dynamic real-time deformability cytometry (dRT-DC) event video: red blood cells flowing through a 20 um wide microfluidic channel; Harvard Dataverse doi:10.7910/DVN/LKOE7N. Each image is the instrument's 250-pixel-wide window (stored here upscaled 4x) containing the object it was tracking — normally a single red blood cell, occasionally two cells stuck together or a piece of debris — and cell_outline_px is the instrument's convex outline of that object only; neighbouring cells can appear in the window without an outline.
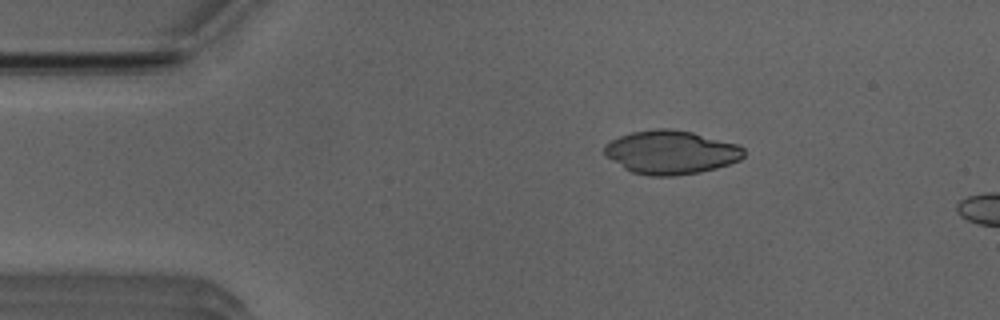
{"species": "Egyptian fruit bat (a non-hibernating species)", "species_latin": "Rousettus aegyptiacus", "temperature_condition": "room temperature", "stored_images_in_passage": 5, "camera_frame_rate_fps": 3000, "um_per_image_px": 0.085, "animal": {"sex": "male"}, "frame": {"image": 1, "passage_image": 1, "time_ms": 0.0, "image_size_px": [1000, 320], "cell_outline_px": [[744, 156], [740, 160], [716, 168], [700, 172], [676, 176], [648, 176], [632, 172], [624, 168], [608, 156], [604, 152], [604, 148], [612, 140], [620, 136], [632, 132], [656, 128], [668, 128], [692, 132], [736, 144], [744, 148]], "centroid_in_image_um": [57.05, 12.95], "position_along_channel_um": 27.9, "area_um2": 35.14}}